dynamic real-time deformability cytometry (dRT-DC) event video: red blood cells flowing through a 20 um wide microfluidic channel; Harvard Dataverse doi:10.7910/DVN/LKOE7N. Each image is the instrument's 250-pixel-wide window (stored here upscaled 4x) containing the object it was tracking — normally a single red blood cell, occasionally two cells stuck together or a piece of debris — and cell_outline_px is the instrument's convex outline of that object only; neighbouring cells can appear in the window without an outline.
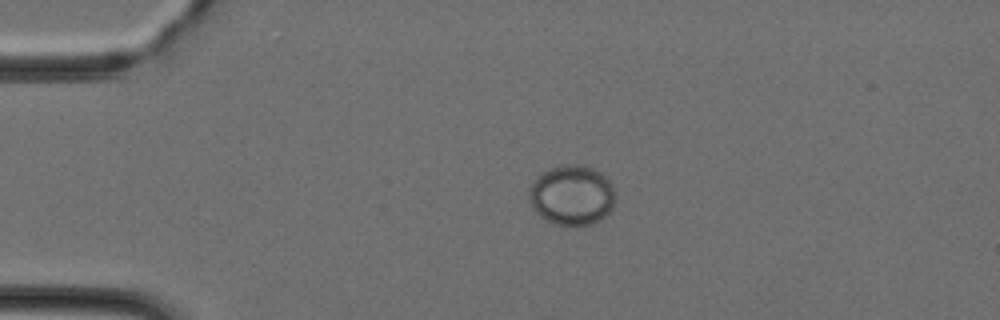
{"species": "Egyptian fruit bat (a non-hibernating species)", "species_latin": "Rousettus aegyptiacus", "temperature_condition": "cold", "stored_images_in_passage": 27, "camera_frame_rate_fps": 3000, "um_per_image_px": 0.085, "animal": {"sex": "female"}, "frame": {"image": 1, "passage_image": 10, "time_ms": 3.0, "image_size_px": [1000, 320], "cell_outline_px": [[616, 200], [612, 208], [600, 220], [592, 224], [580, 228], [576, 228], [552, 224], [540, 216], [532, 208], [528, 200], [528, 188], [544, 172], [560, 164], [576, 164], [592, 168], [608, 176], [616, 192]], "centroid_in_image_um": [48.63, 16.63], "position_along_channel_um": 36.4, "area_um2": 30.98}}
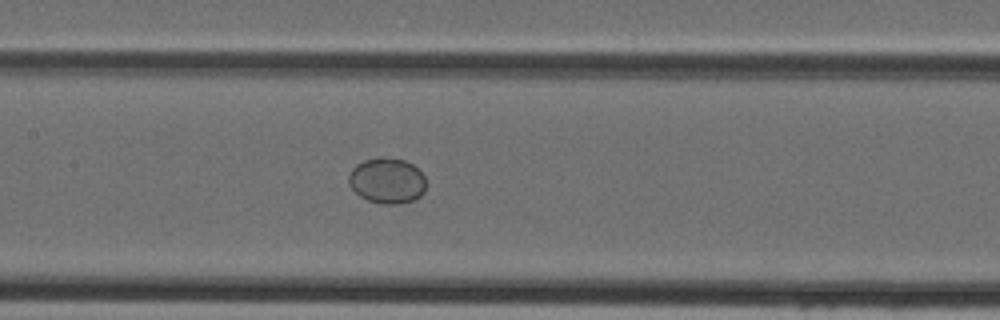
{"frame": {"image": 2, "passage_image": 22, "time_ms": 7.0, "image_size_px": [1000, 320], "cell_outline_px": [[424, 192], [420, 196], [412, 200], [400, 204], [380, 204], [368, 200], [360, 196], [348, 184], [348, 176], [352, 168], [356, 164], [364, 160], [380, 156], [384, 156], [404, 160], [412, 164], [424, 176]], "centroid_in_image_um": [32.87, 15.35], "position_along_channel_um": 174.5, "area_um2": 20.63}}
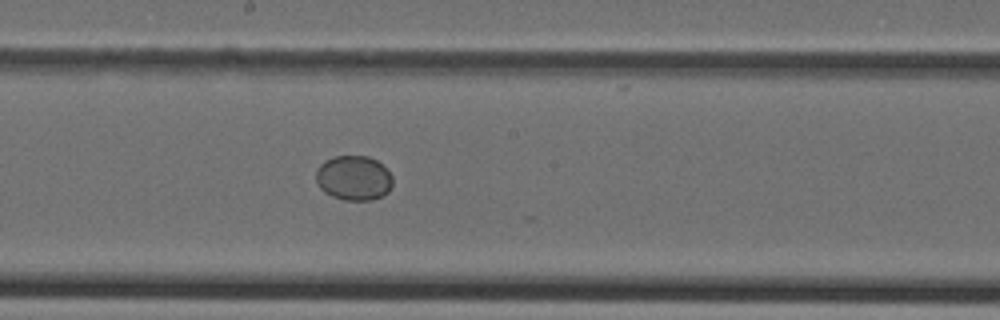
{"frame": {"image": 3, "passage_image": 25, "time_ms": 8.0, "image_size_px": [1000, 320], "cell_outline_px": [[392, 184], [388, 192], [384, 196], [372, 200], [344, 200], [332, 196], [324, 192], [320, 188], [316, 180], [316, 168], [324, 160], [336, 156], [368, 156], [376, 160], [392, 176]], "centroid_in_image_um": [30.05, 15.14], "position_along_channel_um": 218.2, "area_um2": 20.06}}